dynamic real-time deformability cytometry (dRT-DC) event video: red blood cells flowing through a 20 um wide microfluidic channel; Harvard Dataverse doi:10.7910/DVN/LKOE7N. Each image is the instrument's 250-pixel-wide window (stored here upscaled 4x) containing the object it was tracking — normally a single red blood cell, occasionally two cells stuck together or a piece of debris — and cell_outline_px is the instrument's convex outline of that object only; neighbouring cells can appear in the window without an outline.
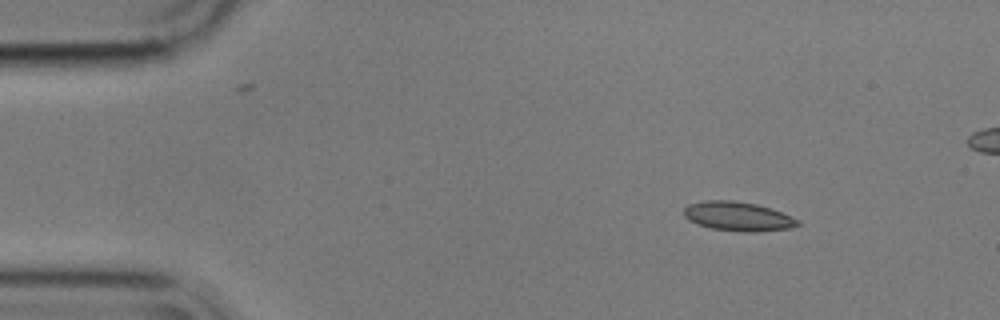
{"species": "common noctule bat (a hibernating species)", "species_latin": "Nyctalus noctula", "temperature_condition": "cold", "stored_images_in_passage": 47, "camera_frame_rate_fps": 3000, "um_per_image_px": 0.085, "animal": {"sex": "male", "body_mass_g": 17.9}, "frame": {"image": 1, "passage_image": 1, "time_ms": 0.0, "image_size_px": [1000, 320], "cell_outline_px": [[800, 224], [788, 228], [756, 232], [744, 232], [712, 228], [696, 224], [688, 220], [684, 216], [684, 208], [688, 204], [704, 200], [732, 200], [756, 204], [780, 212], [800, 220]], "centroid_in_image_um": [62.68, 18.39], "position_along_channel_um": 22.3, "area_um2": 19.25}}
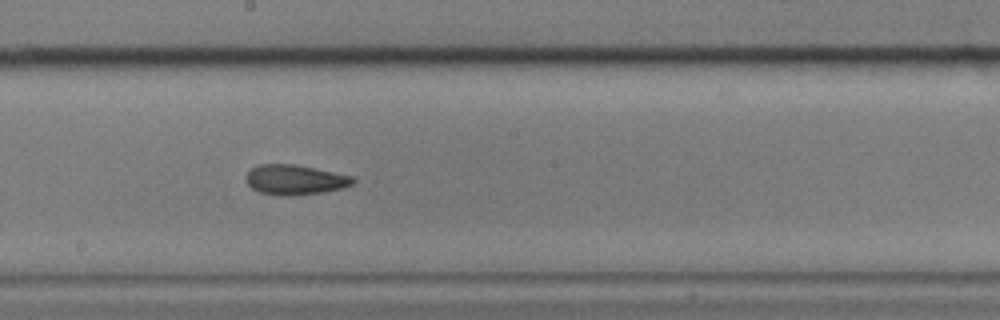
{"frame": {"image": 2, "passage_image": 24, "time_ms": 7.667, "image_size_px": [1000, 320], "cell_outline_px": [[356, 180], [352, 184], [340, 188], [324, 192], [292, 196], [284, 196], [260, 192], [252, 188], [244, 180], [244, 176], [252, 168], [260, 164], [296, 164], [352, 176]], "centroid_in_image_um": [25.04, 15.28], "position_along_channel_um": 223.2, "area_um2": 18.67}}
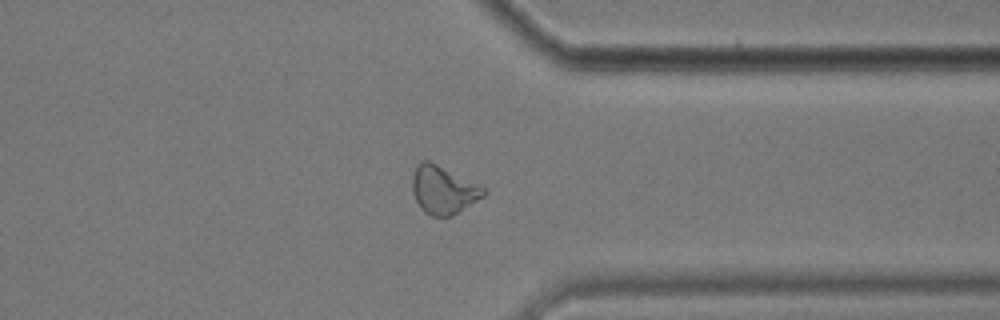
{"frame": {"image": 3, "passage_image": 37, "time_ms": 12.0, "image_size_px": [1000, 320], "cell_outline_px": [[488, 192], [484, 196], [460, 212], [452, 216], [432, 216], [424, 212], [420, 208], [412, 192], [412, 176], [416, 164], [420, 160], [428, 160], [488, 188]], "centroid_in_image_um": [37.7, 16.14], "position_along_channel_um": 373.7, "area_um2": 20.29}}